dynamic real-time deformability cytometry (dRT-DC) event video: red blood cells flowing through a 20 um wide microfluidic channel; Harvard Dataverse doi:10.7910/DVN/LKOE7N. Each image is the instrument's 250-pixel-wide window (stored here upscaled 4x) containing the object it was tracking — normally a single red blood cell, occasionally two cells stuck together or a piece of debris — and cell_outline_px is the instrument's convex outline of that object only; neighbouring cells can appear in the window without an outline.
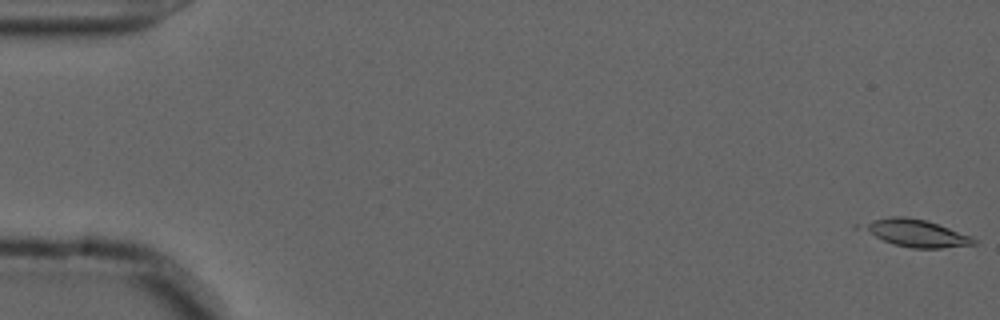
{"species": "common noctule bat (a hibernating species)", "species_latin": "Nyctalus noctula", "temperature_condition": "cold", "stored_images_in_passage": 22, "camera_frame_rate_fps": 3000, "um_per_image_px": 0.085, "animal": {"sex": "male", "forearm_length_mm": 52.5}, "frame": {"image": 1, "passage_image": 1, "time_ms": 0.0, "image_size_px": [1000, 320], "cell_outline_px": [[976, 244], [940, 248], [912, 248], [892, 244], [876, 236], [864, 228], [864, 224], [872, 220], [892, 216], [904, 216], [924, 220], [972, 236], [976, 240]], "centroid_in_image_um": [77.93, 19.82], "position_along_channel_um": 7.1, "area_um2": 17.05}}
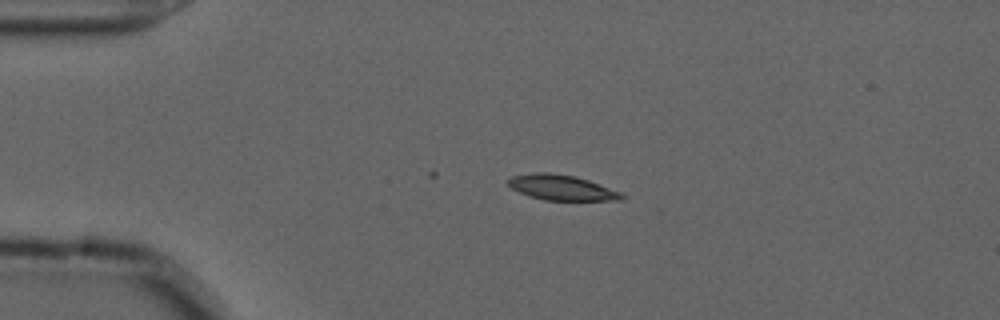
{"frame": {"image": 2, "passage_image": 13, "time_ms": 4.0, "image_size_px": [1000, 320], "cell_outline_px": [[624, 196], [620, 200], [544, 200], [520, 192], [512, 188], [508, 184], [508, 180], [512, 176], [536, 172], [548, 172], [576, 176], [588, 180], [620, 192]], "centroid_in_image_um": [47.72, 15.93], "position_along_channel_um": 37.3, "area_um2": 16.42}}